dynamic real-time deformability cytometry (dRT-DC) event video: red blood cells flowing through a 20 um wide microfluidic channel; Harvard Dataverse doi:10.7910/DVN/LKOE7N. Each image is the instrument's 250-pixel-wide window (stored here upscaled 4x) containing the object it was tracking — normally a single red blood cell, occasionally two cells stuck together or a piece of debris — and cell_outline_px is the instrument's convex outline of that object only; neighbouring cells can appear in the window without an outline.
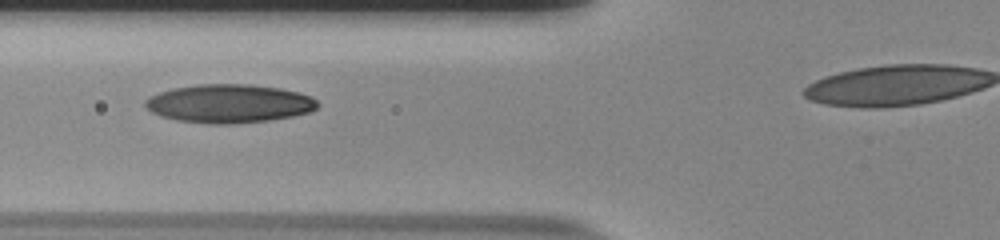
{"species": "human", "species_latin": "Homo sapiens", "temperature_condition": "room temperature", "stored_images_in_passage": 35, "camera_frame_rate_fps": 3000, "um_per_image_px": 0.085, "donor": {"sex": "male"}, "frame": {"image": 1, "passage_image": 8, "time_ms": 2.333, "image_size_px": [1000, 240], "cell_outline_px": [[320, 104], [316, 108], [308, 112], [292, 116], [268, 120], [232, 124], [208, 124], [176, 120], [160, 116], [152, 112], [144, 104], [144, 100], [160, 92], [172, 88], [200, 84], [248, 84], [280, 88], [300, 92], [312, 96]], "centroid_in_image_um": [19.48, 8.8], "position_along_channel_um": 106.3, "area_um2": 38.73}}
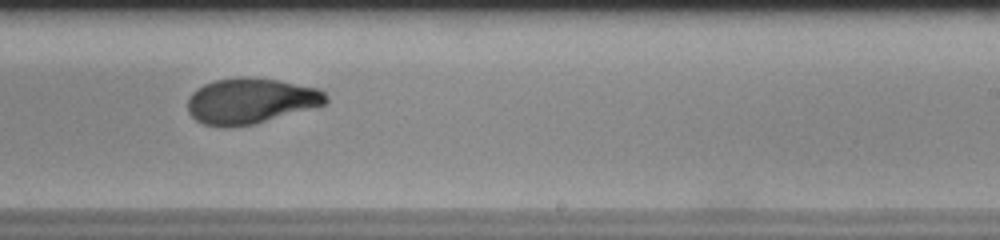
{"frame": {"image": 2, "passage_image": 21, "time_ms": 6.667, "image_size_px": [1000, 240], "cell_outline_px": [[328, 100], [324, 104], [252, 124], [228, 128], [220, 128], [204, 124], [196, 120], [188, 112], [188, 100], [192, 92], [196, 88], [204, 84], [216, 80], [244, 76], [248, 76], [276, 80], [320, 88], [328, 96]], "centroid_in_image_um": [21.26, 8.57], "position_along_channel_um": 267.7, "area_um2": 36.59}}
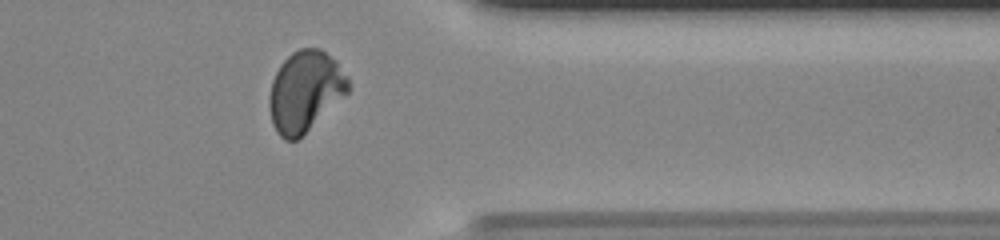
{"frame": {"image": 3, "passage_image": 31, "time_ms": 10.0, "image_size_px": [1000, 240], "cell_outline_px": [[348, 92], [296, 140], [284, 140], [276, 132], [272, 124], [268, 104], [268, 96], [272, 80], [280, 64], [292, 52], [300, 48], [320, 48], [336, 60], [348, 76]], "centroid_in_image_um": [25.9, 7.73], "position_along_channel_um": 385.5, "area_um2": 36.88}}